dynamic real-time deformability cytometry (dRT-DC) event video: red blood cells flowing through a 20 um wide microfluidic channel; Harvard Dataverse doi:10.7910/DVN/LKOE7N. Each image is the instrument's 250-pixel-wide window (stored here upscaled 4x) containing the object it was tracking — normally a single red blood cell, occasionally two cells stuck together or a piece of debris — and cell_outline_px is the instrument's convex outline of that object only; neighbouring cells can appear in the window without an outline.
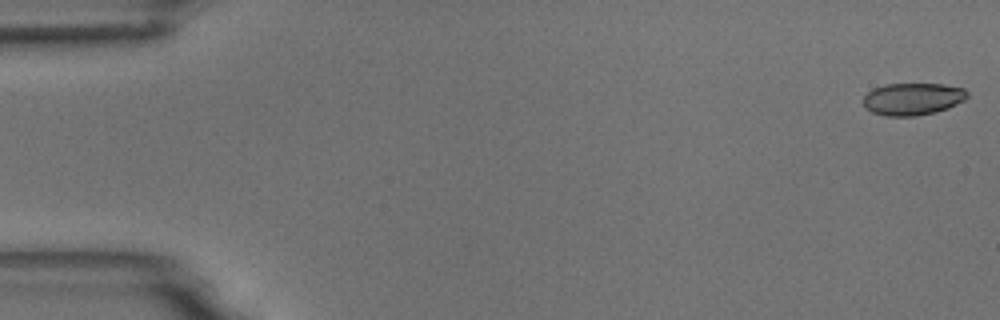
{"species": "common noctule bat (a hibernating species)", "species_latin": "Nyctalus noctula", "temperature_condition": "room temperature", "stored_images_in_passage": 8, "camera_frame_rate_fps": 3000, "um_per_image_px": 0.085, "animal": {"sex": "male", "body_mass_g": 18.8}, "frame": {"image": 1, "passage_image": 1, "time_ms": 0.0, "image_size_px": [1000, 320], "cell_outline_px": [[968, 96], [964, 100], [948, 108], [936, 112], [916, 116], [888, 116], [872, 112], [864, 104], [864, 96], [872, 88], [884, 84], [944, 84], [964, 88], [968, 92]], "centroid_in_image_um": [77.6, 8.4], "position_along_channel_um": 7.4, "area_um2": 19.54}}